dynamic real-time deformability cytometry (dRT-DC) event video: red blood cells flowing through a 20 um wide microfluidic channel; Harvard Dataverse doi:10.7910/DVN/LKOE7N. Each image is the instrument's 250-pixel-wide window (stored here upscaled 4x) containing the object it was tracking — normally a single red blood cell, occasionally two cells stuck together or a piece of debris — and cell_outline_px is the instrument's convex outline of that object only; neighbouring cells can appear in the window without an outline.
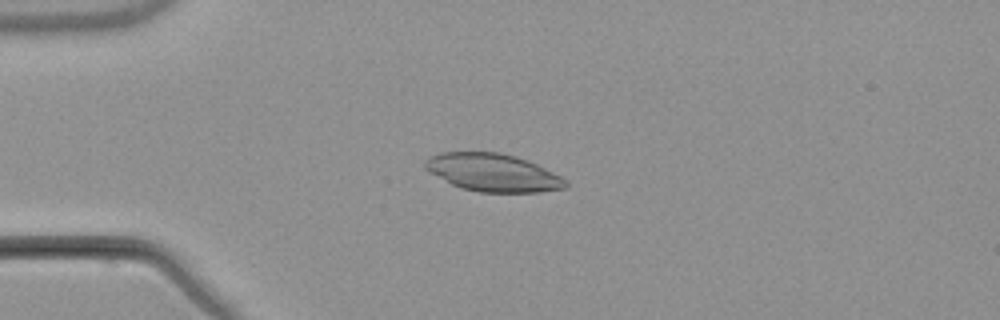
{"species": "common noctule bat (a hibernating species)", "species_latin": "Nyctalus noctula", "temperature_condition": "warm", "stored_images_in_passage": 6, "camera_frame_rate_fps": 3000, "um_per_image_px": 0.085, "animal": {"sex": "male", "body_mass_g": 21.5, "forearm_length_mm": 52.0}, "frame": {"image": 1, "passage_image": 4, "time_ms": 4.667, "image_size_px": [1000, 320], "cell_outline_px": [[568, 188], [540, 192], [480, 192], [460, 188], [428, 172], [424, 168], [424, 160], [440, 152], [500, 152], [516, 156], [528, 160], [568, 180]], "centroid_in_image_um": [41.9, 14.67], "position_along_channel_um": 43.1, "area_um2": 31.1}}